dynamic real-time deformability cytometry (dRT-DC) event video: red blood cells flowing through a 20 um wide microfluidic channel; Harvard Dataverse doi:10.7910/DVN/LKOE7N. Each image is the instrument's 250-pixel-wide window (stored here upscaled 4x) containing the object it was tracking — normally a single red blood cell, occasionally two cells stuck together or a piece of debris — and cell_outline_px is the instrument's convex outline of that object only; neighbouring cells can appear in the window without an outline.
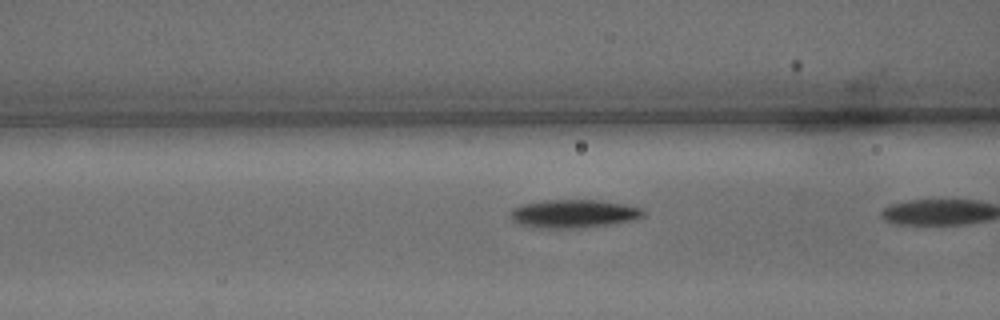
{"species": "common noctule bat (a hibernating species)", "species_latin": "Nyctalus noctula", "temperature_condition": "warm", "stored_images_in_passage": 9, "camera_frame_rate_fps": 3000, "um_per_image_px": 0.085, "animal": {"sex": "male", "body_mass_g": 15.6}, "frame": {"image": 1, "passage_image": 8, "time_ms": 2.333, "image_size_px": [1000, 320], "cell_outline_px": [[644, 216], [636, 220], [580, 228], [540, 228], [520, 224], [512, 220], [508, 216], [508, 212], [512, 208], [524, 204], [544, 200], [596, 200], [624, 204], [644, 208]], "centroid_in_image_um": [48.75, 18.16], "position_along_channel_um": 117.8, "area_um2": 22.02}}